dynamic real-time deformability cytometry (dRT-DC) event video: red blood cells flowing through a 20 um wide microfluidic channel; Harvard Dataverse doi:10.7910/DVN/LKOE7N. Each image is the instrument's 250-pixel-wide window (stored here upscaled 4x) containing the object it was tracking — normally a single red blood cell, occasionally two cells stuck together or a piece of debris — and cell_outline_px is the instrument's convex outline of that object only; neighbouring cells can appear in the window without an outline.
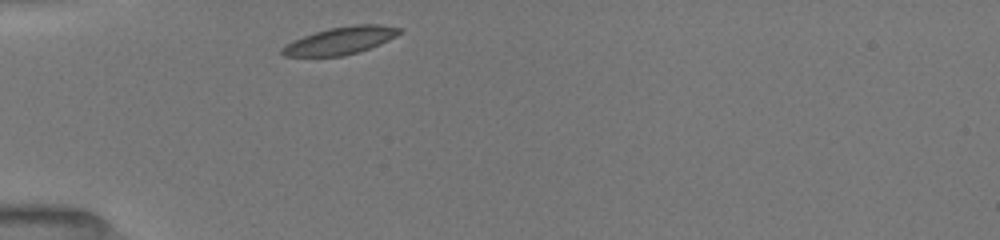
{"species": "common noctule bat (a hibernating species)", "species_latin": "Nyctalus noctula", "temperature_condition": "room temperature", "stored_images_in_passage": 26, "camera_frame_rate_fps": 3000, "um_per_image_px": 0.085, "animal": {"sex": "female", "body_mass_g": 19.5, "forearm_length_mm": 54.1}, "frame": {"image": 1, "passage_image": 1, "time_ms": 0.0, "image_size_px": [1000, 240], "cell_outline_px": [[404, 32], [380, 44], [360, 52], [344, 56], [284, 56], [280, 52], [280, 48], [292, 40], [328, 28], [356, 24], [380, 24], [404, 28]], "centroid_in_image_um": [28.98, 3.44], "position_along_channel_um": 56.0, "area_um2": 19.02}}
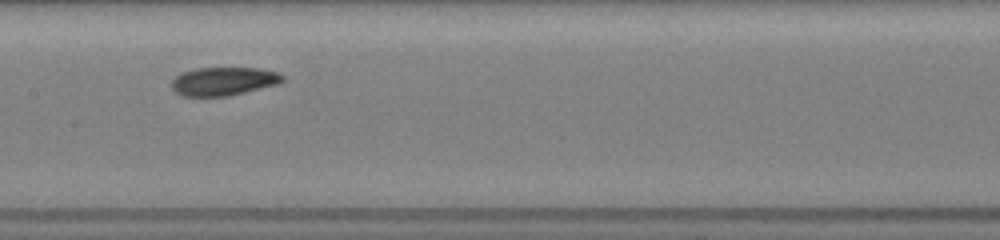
{"frame": {"image": 2, "passage_image": 10, "time_ms": 3.667, "image_size_px": [1000, 240], "cell_outline_px": [[284, 80], [280, 84], [228, 96], [184, 96], [176, 92], [172, 88], [172, 80], [180, 72], [196, 68], [260, 68], [276, 72], [284, 76]], "centroid_in_image_um": [19.02, 6.9], "position_along_channel_um": 188.4, "area_um2": 18.44}}
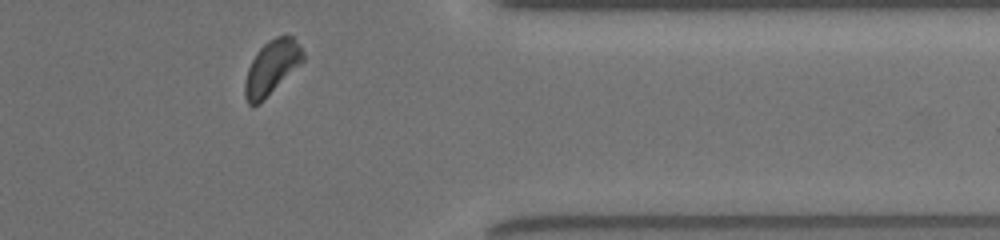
{"frame": {"image": 3, "passage_image": 23, "time_ms": 9.0, "image_size_px": [1000, 240], "cell_outline_px": [[304, 60], [260, 104], [252, 108], [248, 104], [244, 96], [244, 84], [248, 68], [256, 52], [268, 40], [276, 36], [292, 36], [300, 44], [304, 52]], "centroid_in_image_um": [23.07, 5.76], "position_along_channel_um": 388.3, "area_um2": 18.44}, "authors_computed_cell_mechanics": {"area_um2": 18.6983, "velocity_mm_per_s": 3.9548, "shape_relaxation_time_tau1_ms": 1.7304, "shape_relaxation_time_tau2_ms": 3.049, "deformation_change_tau1": 0.0984, "deformation_change_tau2": 0.0811}}